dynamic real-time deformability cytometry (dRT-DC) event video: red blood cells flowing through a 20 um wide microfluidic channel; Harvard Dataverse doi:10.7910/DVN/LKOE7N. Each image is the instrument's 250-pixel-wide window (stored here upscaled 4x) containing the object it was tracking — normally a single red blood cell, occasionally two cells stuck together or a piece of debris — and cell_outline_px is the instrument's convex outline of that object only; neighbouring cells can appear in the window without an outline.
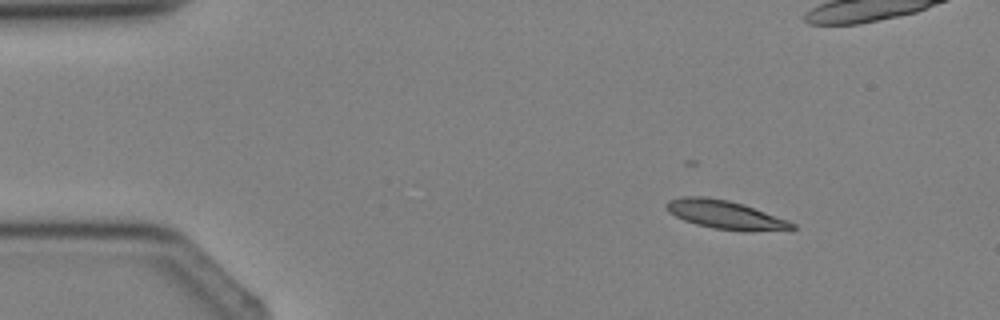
{"species": "Egyptian fruit bat (a non-hibernating species)", "species_latin": "Rousettus aegyptiacus", "temperature_condition": "cold", "stored_images_in_passage": 4, "camera_frame_rate_fps": 3000, "um_per_image_px": 0.085, "animal": {"sex": "female"}, "frame": {"image": 1, "passage_image": 1, "time_ms": 0.0, "image_size_px": [1000, 320], "cell_outline_px": [[796, 228], [744, 232], [712, 228], [696, 224], [684, 220], [668, 212], [664, 204], [668, 200], [684, 196], [708, 196], [728, 200], [744, 204], [788, 220], [796, 224]], "centroid_in_image_um": [61.62, 18.24], "position_along_channel_um": 23.4, "area_um2": 21.04}}